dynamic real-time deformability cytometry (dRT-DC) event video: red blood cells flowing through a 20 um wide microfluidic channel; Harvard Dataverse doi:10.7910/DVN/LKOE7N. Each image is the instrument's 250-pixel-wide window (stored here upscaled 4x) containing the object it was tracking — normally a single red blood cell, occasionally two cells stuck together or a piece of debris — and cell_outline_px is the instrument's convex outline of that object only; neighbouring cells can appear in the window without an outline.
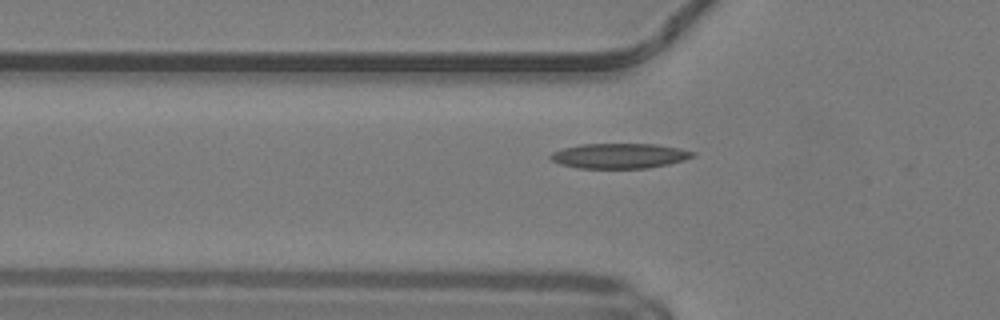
{"species": "common noctule bat (a hibernating species)", "species_latin": "Nyctalus noctula", "temperature_condition": "warm", "stored_images_in_passage": 39, "camera_frame_rate_fps": 3000, "um_per_image_px": 0.085, "animal": {"sex": "male", "body_mass_g": 19.2, "forearm_length_mm": 51.8}, "frame": {"image": 1, "passage_image": 13, "time_ms": 4.0, "image_size_px": [1000, 320], "cell_outline_px": [[696, 156], [684, 160], [668, 164], [648, 168], [576, 168], [560, 164], [552, 160], [548, 156], [552, 152], [564, 148], [580, 144], [656, 144], [696, 152]], "centroid_in_image_um": [52.64, 13.25], "position_along_channel_um": 73.2, "area_um2": 20.75}}
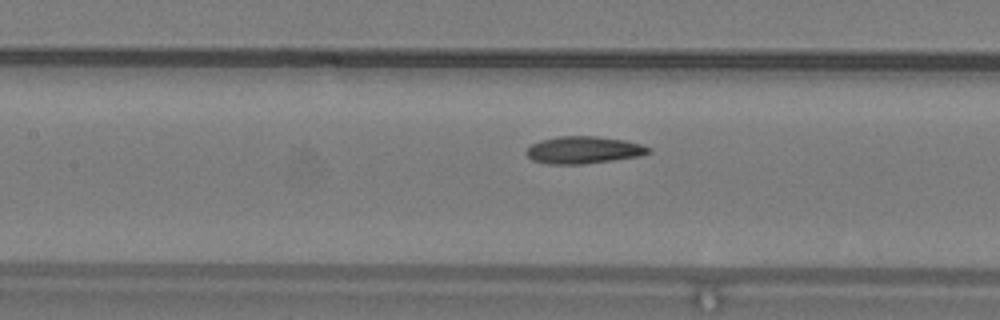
{"frame": {"image": 2, "passage_image": 19, "time_ms": 6.0, "image_size_px": [1000, 320], "cell_outline_px": [[652, 152], [640, 156], [584, 164], [548, 164], [532, 160], [524, 152], [532, 144], [540, 140], [560, 136], [596, 136], [624, 140], [640, 144], [652, 148]], "centroid_in_image_um": [49.61, 12.75], "position_along_channel_um": 157.8, "area_um2": 19.42}}
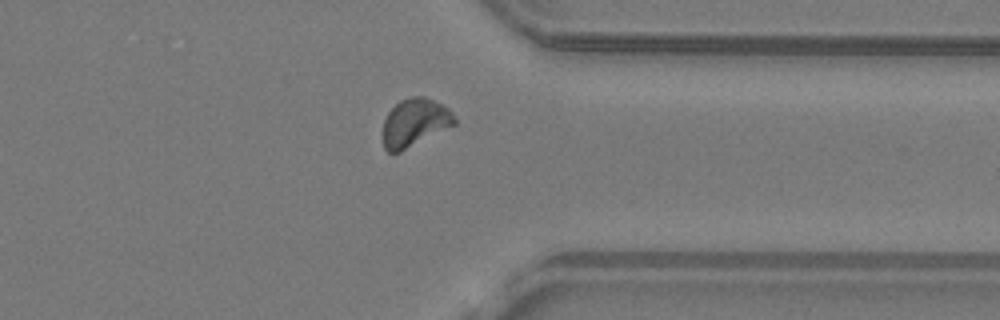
{"frame": {"image": 3, "passage_image": 35, "time_ms": 11.333, "image_size_px": [1000, 320], "cell_outline_px": [[456, 124], [400, 152], [388, 152], [384, 148], [384, 120], [388, 112], [400, 100], [412, 96], [424, 96], [448, 108], [452, 112], [456, 120]], "centroid_in_image_um": [35.26, 10.41], "position_along_channel_um": 376.1, "area_um2": 19.77}}